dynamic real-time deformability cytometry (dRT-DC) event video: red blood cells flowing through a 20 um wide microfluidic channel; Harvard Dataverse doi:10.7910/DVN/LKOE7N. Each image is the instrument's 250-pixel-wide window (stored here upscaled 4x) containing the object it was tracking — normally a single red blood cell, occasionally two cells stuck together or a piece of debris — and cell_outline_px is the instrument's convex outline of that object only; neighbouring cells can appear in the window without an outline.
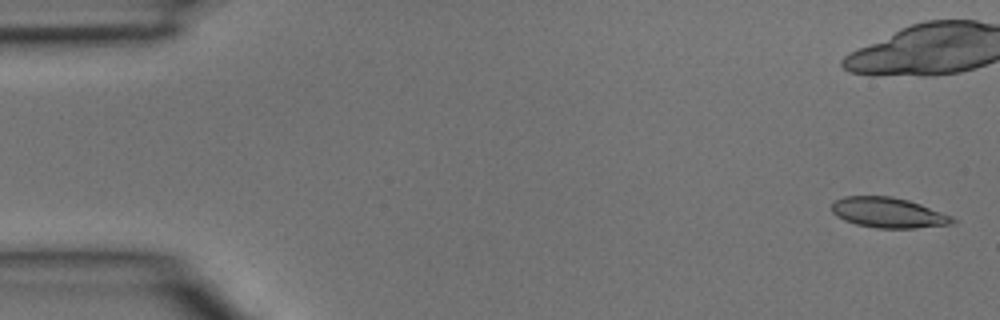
{"species": "common noctule bat (a hibernating species)", "species_latin": "Nyctalus noctula", "temperature_condition": "room temperature", "stored_images_in_passage": 5, "camera_frame_rate_fps": 3000, "um_per_image_px": 0.085, "animal": {"sex": "male", "body_mass_g": 15.6}, "frame": {"image": 1, "passage_image": 1, "time_ms": 0.0, "image_size_px": [1000, 320], "cell_outline_px": [[956, 220], [952, 224], [916, 228], [876, 228], [856, 224], [844, 220], [836, 216], [832, 212], [832, 204], [836, 200], [844, 196], [892, 196], [908, 200], [920, 204], [952, 216]], "centroid_in_image_um": [75.5, 18.08], "position_along_channel_um": 9.5, "area_um2": 21.27}}